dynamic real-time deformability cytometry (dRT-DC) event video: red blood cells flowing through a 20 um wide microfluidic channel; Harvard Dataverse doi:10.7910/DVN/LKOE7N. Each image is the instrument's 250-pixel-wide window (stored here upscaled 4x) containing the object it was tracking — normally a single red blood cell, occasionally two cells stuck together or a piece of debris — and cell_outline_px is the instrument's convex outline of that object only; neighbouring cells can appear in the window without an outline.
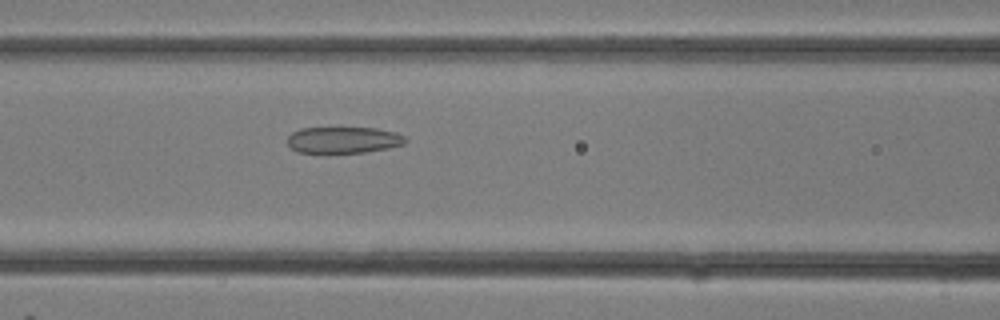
{"species": "common noctule bat (a hibernating species)", "species_latin": "Nyctalus noctula", "temperature_condition": "room temperature", "stored_images_in_passage": 15, "camera_frame_rate_fps": 3000, "um_per_image_px": 0.085, "animal": {"sex": "female"}, "frame": {"image": 1, "passage_image": 13, "time_ms": 4.0, "image_size_px": [1000, 320], "cell_outline_px": [[408, 140], [404, 144], [388, 148], [364, 152], [296, 152], [288, 144], [288, 136], [292, 132], [300, 128], [376, 128], [396, 132], [404, 136]], "centroid_in_image_um": [29.21, 11.89], "position_along_channel_um": 137.4, "area_um2": 18.03}}
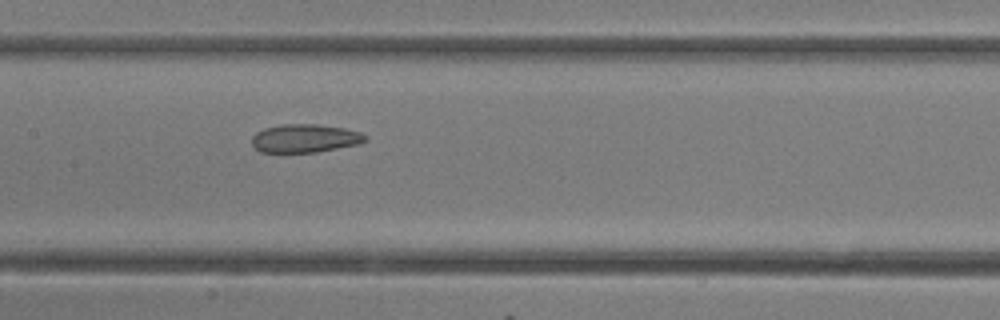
{"frame": {"image": 2, "passage_image": 15, "time_ms": 4.667, "image_size_px": [1000, 320], "cell_outline_px": [[368, 140], [360, 144], [316, 152], [260, 152], [252, 144], [252, 136], [256, 132], [264, 128], [280, 124], [316, 124], [344, 128], [360, 132], [368, 136]], "centroid_in_image_um": [25.94, 11.75], "position_along_channel_um": 181.5, "area_um2": 18.84}}